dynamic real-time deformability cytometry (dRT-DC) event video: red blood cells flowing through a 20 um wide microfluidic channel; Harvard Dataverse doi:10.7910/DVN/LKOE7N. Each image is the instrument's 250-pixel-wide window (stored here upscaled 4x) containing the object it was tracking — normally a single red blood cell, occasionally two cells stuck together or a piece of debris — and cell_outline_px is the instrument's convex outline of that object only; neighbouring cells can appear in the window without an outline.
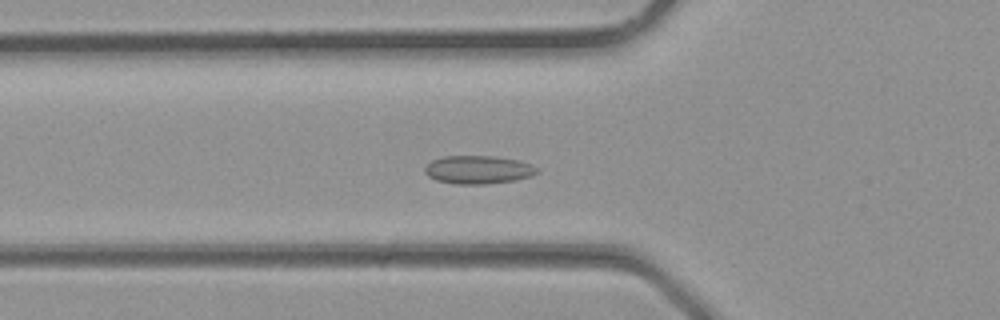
{"species": "common noctule bat (a hibernating species)", "species_latin": "Nyctalus noctula", "temperature_condition": "room temperature", "stored_images_in_passage": 36, "camera_frame_rate_fps": 3000, "um_per_image_px": 0.085, "animal": {"sex": "male", "body_mass_g": 23.1, "forearm_length_mm": 52.7}, "frame": {"image": 1, "passage_image": 13, "time_ms": 4.0, "image_size_px": [1000, 320], "cell_outline_px": [[540, 172], [532, 176], [516, 180], [484, 184], [456, 184], [436, 180], [428, 176], [424, 172], [424, 168], [432, 160], [444, 156], [496, 156], [520, 160], [532, 164], [540, 168]], "centroid_in_image_um": [40.7, 14.42], "position_along_channel_um": 85.1, "area_um2": 18.73}}
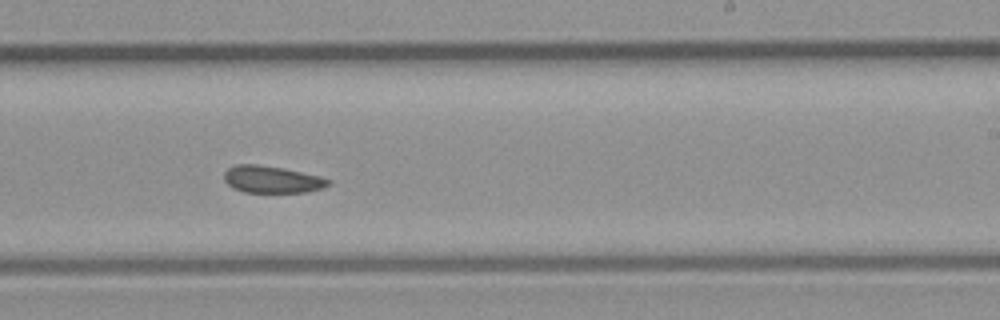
{"frame": {"image": 2, "passage_image": 22, "time_ms": 7.0, "image_size_px": [1000, 320], "cell_outline_px": [[328, 184], [324, 188], [308, 192], [244, 192], [228, 184], [224, 180], [224, 172], [228, 168], [236, 164], [256, 164], [284, 168], [320, 176], [328, 180]], "centroid_in_image_um": [23.1, 15.24], "position_along_channel_um": 265.9, "area_um2": 16.3}}
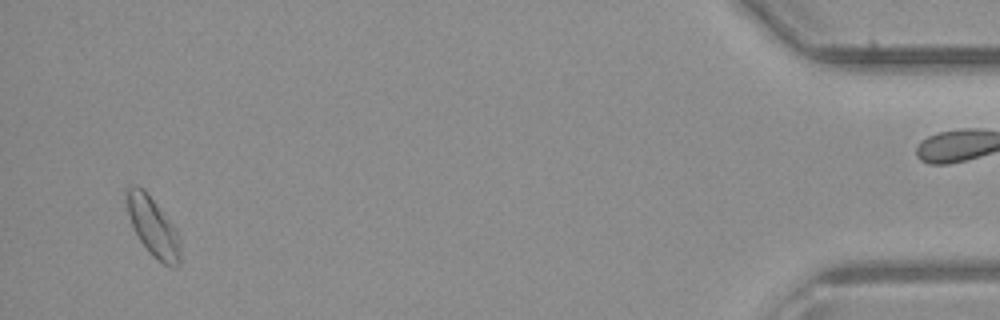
{"frame": {"image": 3, "passage_image": 34, "time_ms": 11.0, "image_size_px": [1000, 320], "cell_outline_px": [[180, 264], [176, 268], [172, 268], [164, 264], [152, 256], [148, 252], [140, 240], [128, 216], [124, 188], [132, 184], [136, 184], [144, 188], [176, 228], [180, 252]], "centroid_in_image_um": [12.97, 19.24], "position_along_channel_um": 422.2, "area_um2": 18.67}}